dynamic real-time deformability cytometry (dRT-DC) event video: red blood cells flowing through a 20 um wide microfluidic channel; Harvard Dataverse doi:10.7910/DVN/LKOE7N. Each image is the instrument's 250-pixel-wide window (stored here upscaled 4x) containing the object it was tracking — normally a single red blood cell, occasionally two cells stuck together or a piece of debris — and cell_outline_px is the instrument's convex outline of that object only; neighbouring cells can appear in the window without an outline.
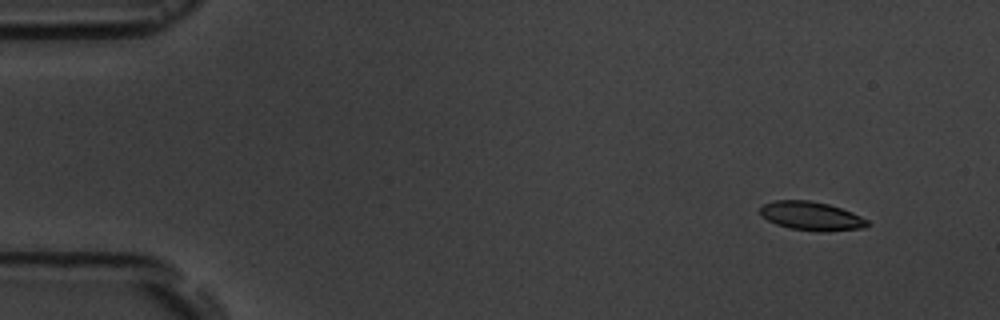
{"species": "common noctule bat (a hibernating species)", "species_latin": "Nyctalus noctula", "temperature_condition": "room temperature", "stored_images_in_passage": 10, "camera_frame_rate_fps": 3000, "um_per_image_px": 0.085, "animal": {"sex": "male", "body_mass_g": 19.5, "forearm_length_mm": 54.6}, "frame": {"image": 1, "passage_image": 1, "time_ms": 0.0, "image_size_px": [1000, 320], "cell_outline_px": [[872, 224], [864, 228], [820, 232], [792, 228], [776, 224], [760, 216], [760, 208], [764, 204], [776, 200], [808, 200], [828, 204], [852, 212], [868, 220]], "centroid_in_image_um": [68.98, 18.36], "position_along_channel_um": 16.0, "area_um2": 17.92}}
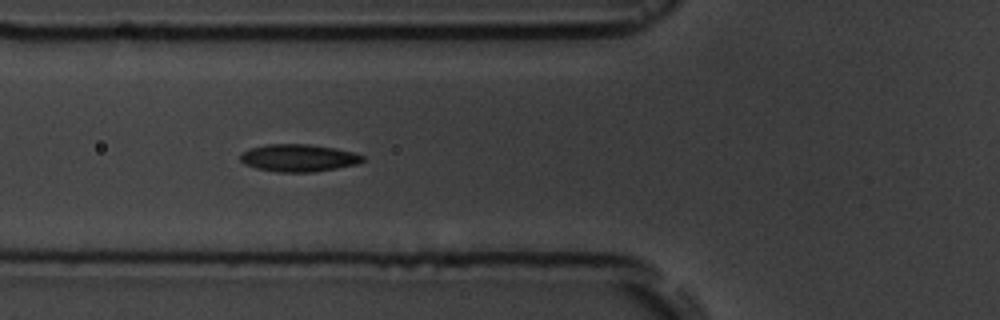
{"frame": {"image": 2, "passage_image": 5, "time_ms": 5.333, "image_size_px": [1000, 320], "cell_outline_px": [[364, 160], [356, 164], [336, 168], [312, 172], [276, 172], [256, 168], [244, 164], [240, 160], [240, 156], [244, 152], [252, 148], [268, 144], [308, 144], [336, 148], [356, 152], [364, 156]], "centroid_in_image_um": [25.4, 13.42], "position_along_channel_um": 100.4, "area_um2": 19.48}}
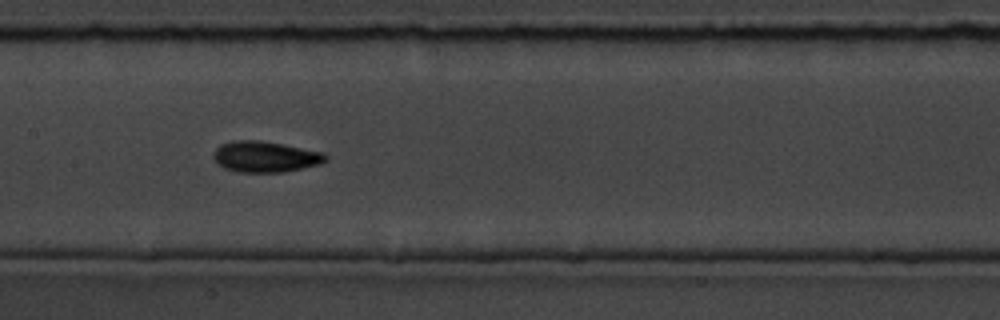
{"frame": {"image": 3, "passage_image": 7, "time_ms": 7.667, "image_size_px": [1000, 320], "cell_outline_px": [[328, 160], [320, 164], [284, 172], [240, 172], [224, 168], [212, 156], [216, 148], [220, 144], [232, 140], [260, 140], [324, 152], [328, 156]], "centroid_in_image_um": [22.56, 13.31], "position_along_channel_um": 184.8, "area_um2": 20.23}}